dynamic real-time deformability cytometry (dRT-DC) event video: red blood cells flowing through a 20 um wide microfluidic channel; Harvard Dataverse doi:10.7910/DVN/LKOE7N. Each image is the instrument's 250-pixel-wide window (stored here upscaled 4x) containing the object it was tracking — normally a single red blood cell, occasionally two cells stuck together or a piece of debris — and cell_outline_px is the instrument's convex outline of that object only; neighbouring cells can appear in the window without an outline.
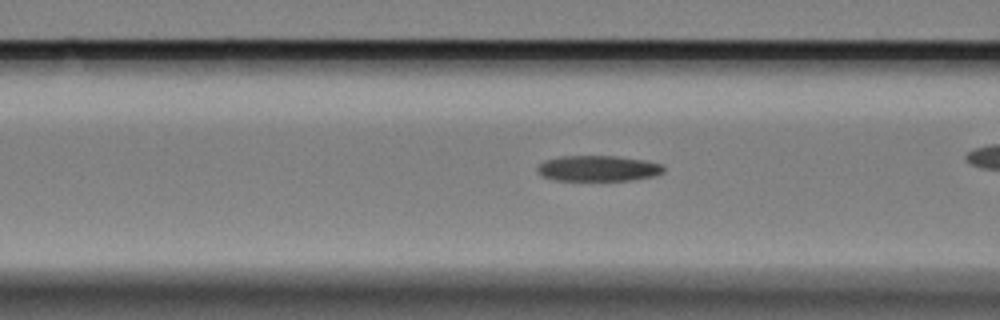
{"species": "Egyptian fruit bat (a non-hibernating species)", "species_latin": "Rousettus aegyptiacus", "temperature_condition": "cold", "stored_images_in_passage": 45, "camera_frame_rate_fps": 3000, "um_per_image_px": 0.085, "animal": {"sex": "female"}, "frame": {"image": 1, "passage_image": 20, "time_ms": 6.333, "image_size_px": [1000, 320], "cell_outline_px": [[664, 172], [656, 176], [632, 180], [556, 180], [544, 176], [536, 172], [536, 168], [544, 160], [560, 156], [616, 156], [644, 160], [660, 164], [664, 168]], "centroid_in_image_um": [50.84, 14.31], "position_along_channel_um": 115.8, "area_um2": 18.9}}
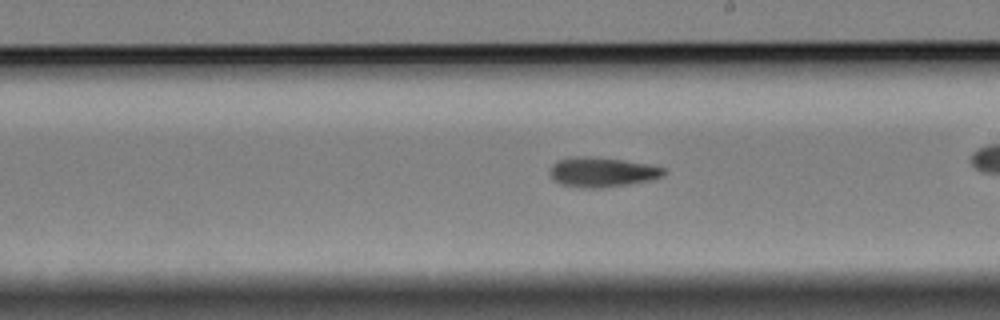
{"frame": {"image": 2, "passage_image": 31, "time_ms": 10.0, "image_size_px": [1000, 320], "cell_outline_px": [[668, 172], [664, 176], [648, 180], [628, 184], [600, 188], [584, 188], [560, 184], [552, 176], [552, 164], [556, 160], [572, 156], [588, 156], [624, 160], [648, 164], [664, 168]], "centroid_in_image_um": [51.2, 14.62], "position_along_channel_um": 237.8, "area_um2": 19.65}}
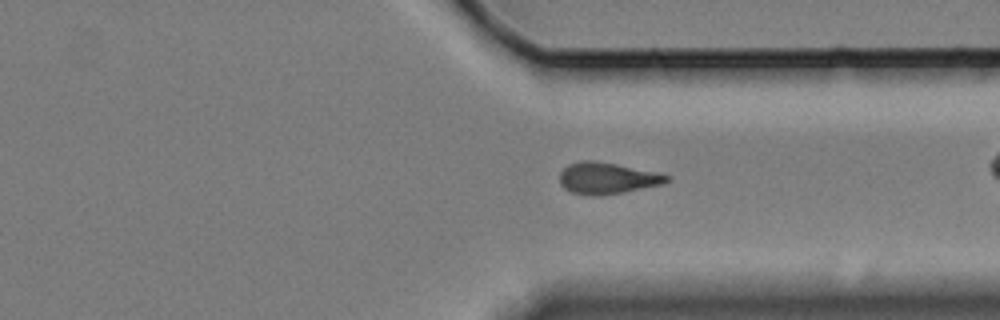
{"frame": {"image": 3, "passage_image": 42, "time_ms": 13.667, "image_size_px": [1000, 320], "cell_outline_px": [[668, 180], [660, 184], [624, 192], [600, 196], [572, 192], [564, 188], [560, 184], [560, 172], [568, 164], [580, 160], [592, 160], [616, 164], [656, 172], [668, 176]], "centroid_in_image_um": [51.55, 15.14], "position_along_channel_um": 359.9, "area_um2": 19.31}}